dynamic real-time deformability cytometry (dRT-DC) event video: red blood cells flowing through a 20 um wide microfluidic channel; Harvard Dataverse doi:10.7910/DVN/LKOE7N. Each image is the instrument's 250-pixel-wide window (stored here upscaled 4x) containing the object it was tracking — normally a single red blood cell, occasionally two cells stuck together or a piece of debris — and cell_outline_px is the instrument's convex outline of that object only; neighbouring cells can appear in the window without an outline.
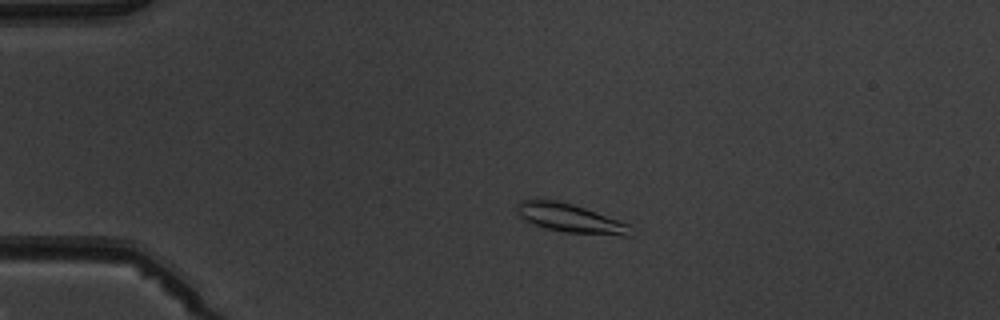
{"species": "common noctule bat (a hibernating species)", "species_latin": "Nyctalus noctula", "temperature_condition": "warm", "stored_images_in_passage": 5, "camera_frame_rate_fps": 3000, "um_per_image_px": 0.085, "animal": {"sex": "male", "body_mass_g": 19.5, "forearm_length_mm": 54.6}, "frame": {"image": 1, "passage_image": 4, "time_ms": 3.333, "image_size_px": [1000, 320], "cell_outline_px": [[632, 236], [624, 236], [564, 232], [544, 228], [532, 224], [524, 220], [516, 212], [516, 204], [520, 200], [560, 200], [584, 208], [628, 224]], "centroid_in_image_um": [48.4, 18.55], "position_along_channel_um": 36.6, "area_um2": 18.9}}
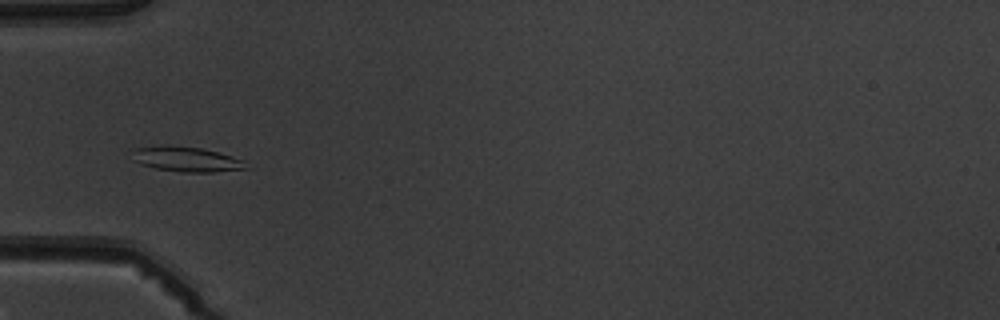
{"frame": {"image": 2, "passage_image": 5, "time_ms": 5.333, "image_size_px": [1000, 320], "cell_outline_px": [[252, 168], [212, 172], [180, 172], [156, 168], [132, 160], [132, 148], [160, 144], [168, 144], [200, 148], [232, 156], [244, 160]], "centroid_in_image_um": [15.83, 13.51], "position_along_channel_um": 69.2, "area_um2": 16.88}}